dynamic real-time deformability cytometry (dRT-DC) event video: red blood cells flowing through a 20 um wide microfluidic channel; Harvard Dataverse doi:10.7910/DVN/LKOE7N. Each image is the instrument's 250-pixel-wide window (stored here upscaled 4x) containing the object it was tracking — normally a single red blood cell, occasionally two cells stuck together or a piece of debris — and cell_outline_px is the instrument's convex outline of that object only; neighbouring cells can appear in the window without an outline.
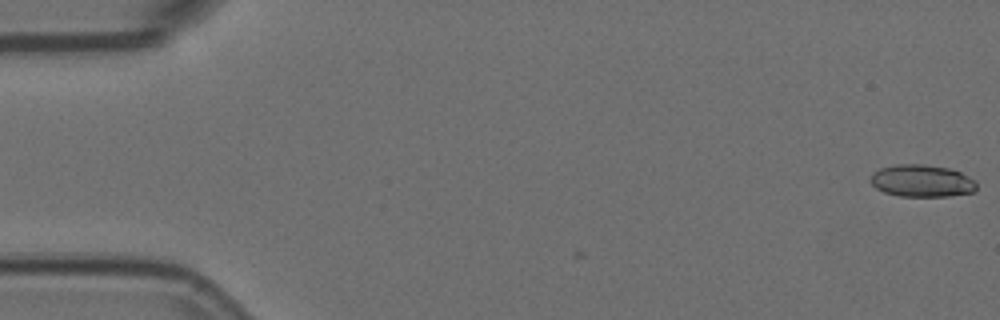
{"species": "Egyptian fruit bat (a non-hibernating species)", "species_latin": "Rousettus aegyptiacus", "temperature_condition": "room temperature", "stored_images_in_passage": 5, "camera_frame_rate_fps": 3000, "um_per_image_px": 0.085, "animal": {"sex": "female"}, "frame": {"image": 1, "passage_image": 1, "time_ms": 0.0, "image_size_px": [1000, 320], "cell_outline_px": [[976, 192], [948, 196], [900, 196], [884, 192], [876, 188], [872, 184], [872, 172], [880, 168], [896, 164], [924, 164], [948, 168], [960, 172], [976, 180]], "centroid_in_image_um": [78.38, 15.37], "position_along_channel_um": 6.6, "area_um2": 19.94}}
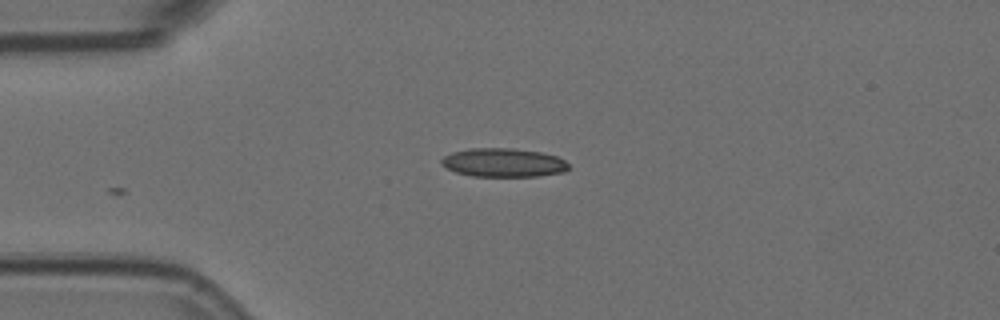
{"frame": {"image": 2, "passage_image": 5, "time_ms": 1.333, "image_size_px": [1000, 320], "cell_outline_px": [[568, 168], [564, 172], [540, 176], [472, 176], [456, 172], [440, 164], [440, 160], [444, 156], [452, 152], [472, 148], [512, 148], [540, 152], [556, 156], [564, 160], [568, 164]], "centroid_in_image_um": [42.78, 13.82], "position_along_channel_um": 42.2, "area_um2": 21.21}}